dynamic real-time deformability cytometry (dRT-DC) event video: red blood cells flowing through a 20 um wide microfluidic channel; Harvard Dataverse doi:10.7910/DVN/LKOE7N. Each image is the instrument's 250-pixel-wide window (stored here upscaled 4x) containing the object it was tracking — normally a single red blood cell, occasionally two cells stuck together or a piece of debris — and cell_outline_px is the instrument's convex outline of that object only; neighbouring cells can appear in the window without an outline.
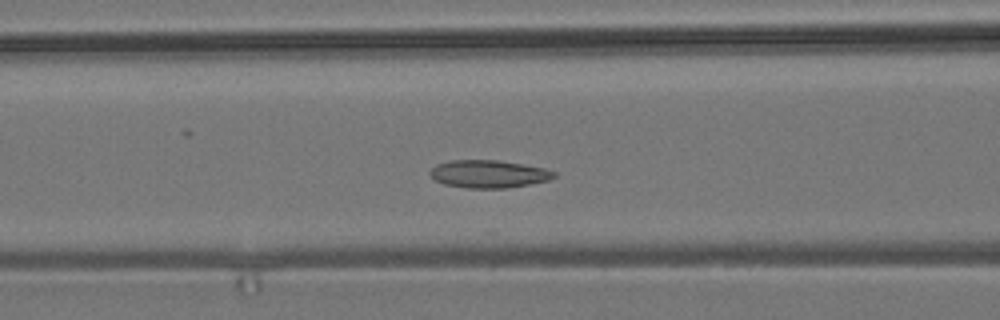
{"species": "common noctule bat (a hibernating species)", "species_latin": "Nyctalus noctula", "temperature_condition": "room temperature", "stored_images_in_passage": 43, "camera_frame_rate_fps": 3000, "um_per_image_px": 0.085, "animal": {"sex": "male", "body_mass_g": 19.2, "forearm_length_mm": 51.8}, "frame": {"image": 1, "passage_image": 10, "time_ms": 3.0, "image_size_px": [1000, 320], "cell_outline_px": [[556, 176], [548, 180], [532, 184], [508, 188], [468, 188], [444, 184], [436, 180], [428, 172], [436, 164], [452, 160], [496, 160], [544, 168], [556, 172]], "centroid_in_image_um": [41.54, 14.79], "position_along_channel_um": 125.1, "area_um2": 19.94}}
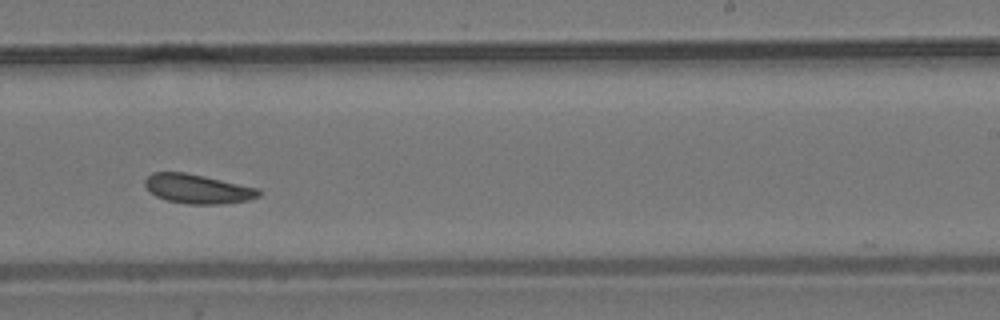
{"frame": {"image": 2, "passage_image": 22, "time_ms": 7.0, "image_size_px": [1000, 320], "cell_outline_px": [[260, 196], [248, 200], [220, 204], [188, 204], [168, 200], [156, 196], [144, 184], [144, 180], [152, 172], [184, 172], [204, 176], [260, 188]], "centroid_in_image_um": [16.82, 16.05], "position_along_channel_um": 272.2, "area_um2": 19.31}}
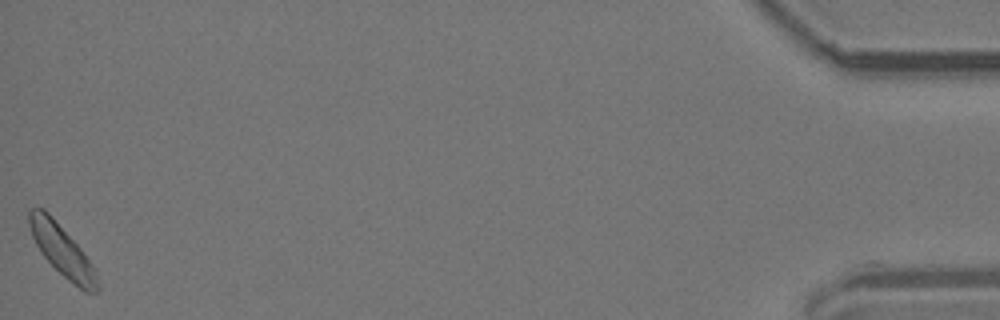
{"frame": {"image": 3, "passage_image": 43, "time_ms": 14.0, "image_size_px": [1000, 320], "cell_outline_px": [[100, 288], [96, 292], [84, 292], [68, 280], [40, 252], [32, 236], [28, 224], [28, 208], [44, 208], [52, 216], [80, 248], [92, 264], [96, 272]], "centroid_in_image_um": [5.27, 21.29], "position_along_channel_um": 429.9, "area_um2": 20.06}, "authors_computed_cell_mechanics": {"area_um2": 19.4786, "velocity_mm_per_s": 3.6998, "shape_relaxation_time_tau1_ms": null, "shape_relaxation_time_tau2_ms": 4.9511, "deformation_change_tau1": null, "deformation_change_tau2": 0.0988}}